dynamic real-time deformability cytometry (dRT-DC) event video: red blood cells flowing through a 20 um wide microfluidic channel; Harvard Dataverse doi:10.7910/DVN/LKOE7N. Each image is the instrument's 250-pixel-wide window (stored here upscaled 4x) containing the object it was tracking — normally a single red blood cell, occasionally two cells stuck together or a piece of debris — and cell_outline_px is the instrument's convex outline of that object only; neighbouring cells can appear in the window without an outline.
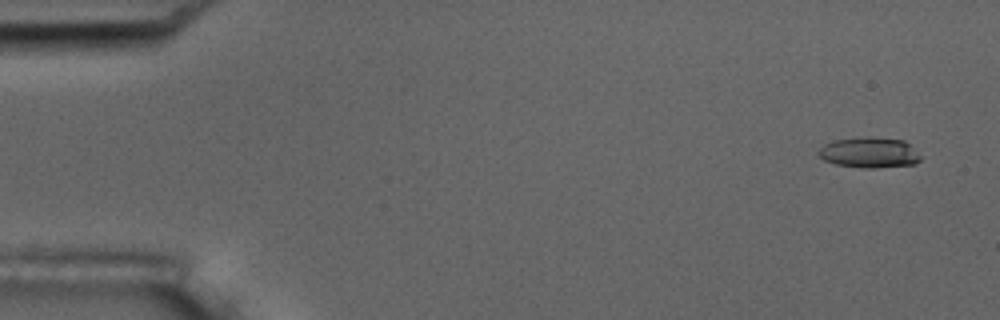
{"species": "common noctule bat (a hibernating species)", "species_latin": "Nyctalus noctula", "temperature_condition": "room temperature", "stored_images_in_passage": 5, "segment_of_instrument_passage": [2, 2], "camera_frame_rate_fps": 3000, "um_per_image_px": 0.085, "animal": {"sex": "male", "body_mass_g": 17.5, "forearm_length_mm": 52.3}, "frame": {"image": 1, "passage_image": 5, "time_ms": 5.667, "image_size_px": [1000, 320], "cell_outline_px": [[924, 156], [916, 164], [876, 168], [864, 168], [836, 164], [824, 160], [816, 152], [824, 144], [836, 140], [868, 136], [904, 140]], "centroid_in_image_um": [73.95, 12.97], "position_along_channel_um": 11.1, "area_um2": 18.38}}